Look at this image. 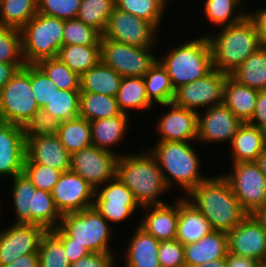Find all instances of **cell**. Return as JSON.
Returning <instances> with one entry per match:
<instances>
[{
  "label": "cell",
  "instance_id": "f907efd6",
  "mask_svg": "<svg viewBox=\"0 0 266 267\" xmlns=\"http://www.w3.org/2000/svg\"><path fill=\"white\" fill-rule=\"evenodd\" d=\"M38 13L68 20L78 15L81 0H37Z\"/></svg>",
  "mask_w": 266,
  "mask_h": 267
},
{
  "label": "cell",
  "instance_id": "7bdbcfd3",
  "mask_svg": "<svg viewBox=\"0 0 266 267\" xmlns=\"http://www.w3.org/2000/svg\"><path fill=\"white\" fill-rule=\"evenodd\" d=\"M241 2L242 0H205L204 14L217 26H229L240 22L248 15L243 12L234 14Z\"/></svg>",
  "mask_w": 266,
  "mask_h": 267
},
{
  "label": "cell",
  "instance_id": "b9f144b4",
  "mask_svg": "<svg viewBox=\"0 0 266 267\" xmlns=\"http://www.w3.org/2000/svg\"><path fill=\"white\" fill-rule=\"evenodd\" d=\"M37 65L54 82L58 89L80 90V76L58 57L43 59Z\"/></svg>",
  "mask_w": 266,
  "mask_h": 267
},
{
  "label": "cell",
  "instance_id": "d4e9b609",
  "mask_svg": "<svg viewBox=\"0 0 266 267\" xmlns=\"http://www.w3.org/2000/svg\"><path fill=\"white\" fill-rule=\"evenodd\" d=\"M232 160L238 162H255L266 149V132L248 122H243L232 142Z\"/></svg>",
  "mask_w": 266,
  "mask_h": 267
},
{
  "label": "cell",
  "instance_id": "f6af8a7d",
  "mask_svg": "<svg viewBox=\"0 0 266 267\" xmlns=\"http://www.w3.org/2000/svg\"><path fill=\"white\" fill-rule=\"evenodd\" d=\"M102 35L77 18L64 20L63 45H100Z\"/></svg>",
  "mask_w": 266,
  "mask_h": 267
},
{
  "label": "cell",
  "instance_id": "8992f818",
  "mask_svg": "<svg viewBox=\"0 0 266 267\" xmlns=\"http://www.w3.org/2000/svg\"><path fill=\"white\" fill-rule=\"evenodd\" d=\"M52 231L60 239H72V243L84 245L90 253H112L108 245L110 227L93 206L62 215L59 226Z\"/></svg>",
  "mask_w": 266,
  "mask_h": 267
},
{
  "label": "cell",
  "instance_id": "680465c9",
  "mask_svg": "<svg viewBox=\"0 0 266 267\" xmlns=\"http://www.w3.org/2000/svg\"><path fill=\"white\" fill-rule=\"evenodd\" d=\"M260 263L250 257L236 256L231 253L226 255V267H258Z\"/></svg>",
  "mask_w": 266,
  "mask_h": 267
},
{
  "label": "cell",
  "instance_id": "277c9868",
  "mask_svg": "<svg viewBox=\"0 0 266 267\" xmlns=\"http://www.w3.org/2000/svg\"><path fill=\"white\" fill-rule=\"evenodd\" d=\"M150 153L157 160L168 188L171 187L174 179L189 195L198 184L208 178L199 174L198 169L201 166L198 155L189 142H158Z\"/></svg>",
  "mask_w": 266,
  "mask_h": 267
},
{
  "label": "cell",
  "instance_id": "60d3db41",
  "mask_svg": "<svg viewBox=\"0 0 266 267\" xmlns=\"http://www.w3.org/2000/svg\"><path fill=\"white\" fill-rule=\"evenodd\" d=\"M39 267H71L61 239L47 230L40 242Z\"/></svg>",
  "mask_w": 266,
  "mask_h": 267
},
{
  "label": "cell",
  "instance_id": "cb8c5ba5",
  "mask_svg": "<svg viewBox=\"0 0 266 267\" xmlns=\"http://www.w3.org/2000/svg\"><path fill=\"white\" fill-rule=\"evenodd\" d=\"M227 253V233L223 231L213 230L199 241L184 245L186 267L226 258Z\"/></svg>",
  "mask_w": 266,
  "mask_h": 267
},
{
  "label": "cell",
  "instance_id": "681fc988",
  "mask_svg": "<svg viewBox=\"0 0 266 267\" xmlns=\"http://www.w3.org/2000/svg\"><path fill=\"white\" fill-rule=\"evenodd\" d=\"M30 79L33 95L42 109L58 88L37 64H30Z\"/></svg>",
  "mask_w": 266,
  "mask_h": 267
},
{
  "label": "cell",
  "instance_id": "44dd1931",
  "mask_svg": "<svg viewBox=\"0 0 266 267\" xmlns=\"http://www.w3.org/2000/svg\"><path fill=\"white\" fill-rule=\"evenodd\" d=\"M162 106H170L171 110L158 121L157 129L161 134L159 142H189L197 139L198 112L172 102Z\"/></svg>",
  "mask_w": 266,
  "mask_h": 267
},
{
  "label": "cell",
  "instance_id": "9f6ffc18",
  "mask_svg": "<svg viewBox=\"0 0 266 267\" xmlns=\"http://www.w3.org/2000/svg\"><path fill=\"white\" fill-rule=\"evenodd\" d=\"M254 23L262 46H266V9L247 15Z\"/></svg>",
  "mask_w": 266,
  "mask_h": 267
},
{
  "label": "cell",
  "instance_id": "6f0895ef",
  "mask_svg": "<svg viewBox=\"0 0 266 267\" xmlns=\"http://www.w3.org/2000/svg\"><path fill=\"white\" fill-rule=\"evenodd\" d=\"M26 63H0V90Z\"/></svg>",
  "mask_w": 266,
  "mask_h": 267
},
{
  "label": "cell",
  "instance_id": "f35d334b",
  "mask_svg": "<svg viewBox=\"0 0 266 267\" xmlns=\"http://www.w3.org/2000/svg\"><path fill=\"white\" fill-rule=\"evenodd\" d=\"M43 109L61 122L78 117L80 113V90L58 89Z\"/></svg>",
  "mask_w": 266,
  "mask_h": 267
},
{
  "label": "cell",
  "instance_id": "4dcf8cb0",
  "mask_svg": "<svg viewBox=\"0 0 266 267\" xmlns=\"http://www.w3.org/2000/svg\"><path fill=\"white\" fill-rule=\"evenodd\" d=\"M57 57L81 76L101 61L100 45H62Z\"/></svg>",
  "mask_w": 266,
  "mask_h": 267
},
{
  "label": "cell",
  "instance_id": "ffe728a7",
  "mask_svg": "<svg viewBox=\"0 0 266 267\" xmlns=\"http://www.w3.org/2000/svg\"><path fill=\"white\" fill-rule=\"evenodd\" d=\"M25 139L26 158L24 162H34L62 172L70 170L71 154L62 145L56 134Z\"/></svg>",
  "mask_w": 266,
  "mask_h": 267
},
{
  "label": "cell",
  "instance_id": "d6986e66",
  "mask_svg": "<svg viewBox=\"0 0 266 267\" xmlns=\"http://www.w3.org/2000/svg\"><path fill=\"white\" fill-rule=\"evenodd\" d=\"M25 151L23 128L7 122L0 124V176L14 177L23 173Z\"/></svg>",
  "mask_w": 266,
  "mask_h": 267
},
{
  "label": "cell",
  "instance_id": "e7e4bbea",
  "mask_svg": "<svg viewBox=\"0 0 266 267\" xmlns=\"http://www.w3.org/2000/svg\"><path fill=\"white\" fill-rule=\"evenodd\" d=\"M4 121L3 115H2V111H1V105H0V124H2Z\"/></svg>",
  "mask_w": 266,
  "mask_h": 267
},
{
  "label": "cell",
  "instance_id": "ba28073f",
  "mask_svg": "<svg viewBox=\"0 0 266 267\" xmlns=\"http://www.w3.org/2000/svg\"><path fill=\"white\" fill-rule=\"evenodd\" d=\"M0 105L4 121L21 127L39 110L31 88L30 64L20 68L0 90Z\"/></svg>",
  "mask_w": 266,
  "mask_h": 267
},
{
  "label": "cell",
  "instance_id": "94428289",
  "mask_svg": "<svg viewBox=\"0 0 266 267\" xmlns=\"http://www.w3.org/2000/svg\"><path fill=\"white\" fill-rule=\"evenodd\" d=\"M252 215L266 230V201Z\"/></svg>",
  "mask_w": 266,
  "mask_h": 267
},
{
  "label": "cell",
  "instance_id": "6125c7cd",
  "mask_svg": "<svg viewBox=\"0 0 266 267\" xmlns=\"http://www.w3.org/2000/svg\"><path fill=\"white\" fill-rule=\"evenodd\" d=\"M255 163L266 179V149L257 157Z\"/></svg>",
  "mask_w": 266,
  "mask_h": 267
},
{
  "label": "cell",
  "instance_id": "7a4b0ae2",
  "mask_svg": "<svg viewBox=\"0 0 266 267\" xmlns=\"http://www.w3.org/2000/svg\"><path fill=\"white\" fill-rule=\"evenodd\" d=\"M120 155L116 163V176L133 193L140 207L164 204L157 200L167 189L157 160L150 153Z\"/></svg>",
  "mask_w": 266,
  "mask_h": 267
},
{
  "label": "cell",
  "instance_id": "52a82bcc",
  "mask_svg": "<svg viewBox=\"0 0 266 267\" xmlns=\"http://www.w3.org/2000/svg\"><path fill=\"white\" fill-rule=\"evenodd\" d=\"M26 64L57 57L63 45L64 20L37 13L20 30Z\"/></svg>",
  "mask_w": 266,
  "mask_h": 267
},
{
  "label": "cell",
  "instance_id": "e575fe53",
  "mask_svg": "<svg viewBox=\"0 0 266 267\" xmlns=\"http://www.w3.org/2000/svg\"><path fill=\"white\" fill-rule=\"evenodd\" d=\"M146 95L149 101L163 105L172 102L174 88L172 86L167 70L157 61L144 76Z\"/></svg>",
  "mask_w": 266,
  "mask_h": 267
},
{
  "label": "cell",
  "instance_id": "5bb4252c",
  "mask_svg": "<svg viewBox=\"0 0 266 267\" xmlns=\"http://www.w3.org/2000/svg\"><path fill=\"white\" fill-rule=\"evenodd\" d=\"M51 195L56 208L61 215H64L92 207L95 189L80 175L68 170L62 172Z\"/></svg>",
  "mask_w": 266,
  "mask_h": 267
},
{
  "label": "cell",
  "instance_id": "2e32d148",
  "mask_svg": "<svg viewBox=\"0 0 266 267\" xmlns=\"http://www.w3.org/2000/svg\"><path fill=\"white\" fill-rule=\"evenodd\" d=\"M228 252L266 262V230L252 214L227 233Z\"/></svg>",
  "mask_w": 266,
  "mask_h": 267
},
{
  "label": "cell",
  "instance_id": "91938a15",
  "mask_svg": "<svg viewBox=\"0 0 266 267\" xmlns=\"http://www.w3.org/2000/svg\"><path fill=\"white\" fill-rule=\"evenodd\" d=\"M3 267H39V255L38 253L25 254Z\"/></svg>",
  "mask_w": 266,
  "mask_h": 267
},
{
  "label": "cell",
  "instance_id": "836d02e7",
  "mask_svg": "<svg viewBox=\"0 0 266 267\" xmlns=\"http://www.w3.org/2000/svg\"><path fill=\"white\" fill-rule=\"evenodd\" d=\"M116 97L100 94L80 92L79 116L88 121L113 117L121 114Z\"/></svg>",
  "mask_w": 266,
  "mask_h": 267
},
{
  "label": "cell",
  "instance_id": "f1b7e54d",
  "mask_svg": "<svg viewBox=\"0 0 266 267\" xmlns=\"http://www.w3.org/2000/svg\"><path fill=\"white\" fill-rule=\"evenodd\" d=\"M128 120V114L121 113L113 117L90 121L92 144L112 152L109 147L121 142L127 130Z\"/></svg>",
  "mask_w": 266,
  "mask_h": 267
},
{
  "label": "cell",
  "instance_id": "484cf974",
  "mask_svg": "<svg viewBox=\"0 0 266 267\" xmlns=\"http://www.w3.org/2000/svg\"><path fill=\"white\" fill-rule=\"evenodd\" d=\"M160 241L140 226L131 238L127 254L126 267H161L158 257Z\"/></svg>",
  "mask_w": 266,
  "mask_h": 267
},
{
  "label": "cell",
  "instance_id": "8fae6325",
  "mask_svg": "<svg viewBox=\"0 0 266 267\" xmlns=\"http://www.w3.org/2000/svg\"><path fill=\"white\" fill-rule=\"evenodd\" d=\"M228 76V74L213 69L205 77L177 88L172 103L196 112H198L197 108L199 107L207 106L210 108L221 104L223 89Z\"/></svg>",
  "mask_w": 266,
  "mask_h": 267
},
{
  "label": "cell",
  "instance_id": "f546056e",
  "mask_svg": "<svg viewBox=\"0 0 266 267\" xmlns=\"http://www.w3.org/2000/svg\"><path fill=\"white\" fill-rule=\"evenodd\" d=\"M229 76L239 84L252 89L266 90V46L251 54Z\"/></svg>",
  "mask_w": 266,
  "mask_h": 267
},
{
  "label": "cell",
  "instance_id": "d590c367",
  "mask_svg": "<svg viewBox=\"0 0 266 267\" xmlns=\"http://www.w3.org/2000/svg\"><path fill=\"white\" fill-rule=\"evenodd\" d=\"M38 13L37 0H0V25L21 30Z\"/></svg>",
  "mask_w": 266,
  "mask_h": 267
},
{
  "label": "cell",
  "instance_id": "ac0fdd59",
  "mask_svg": "<svg viewBox=\"0 0 266 267\" xmlns=\"http://www.w3.org/2000/svg\"><path fill=\"white\" fill-rule=\"evenodd\" d=\"M205 111L206 114L203 117L198 113L197 139L203 142L228 140L231 144L243 122L223 103Z\"/></svg>",
  "mask_w": 266,
  "mask_h": 267
},
{
  "label": "cell",
  "instance_id": "1f68e13d",
  "mask_svg": "<svg viewBox=\"0 0 266 267\" xmlns=\"http://www.w3.org/2000/svg\"><path fill=\"white\" fill-rule=\"evenodd\" d=\"M56 135L70 154L93 145L90 121L81 116L61 122Z\"/></svg>",
  "mask_w": 266,
  "mask_h": 267
},
{
  "label": "cell",
  "instance_id": "03108f58",
  "mask_svg": "<svg viewBox=\"0 0 266 267\" xmlns=\"http://www.w3.org/2000/svg\"><path fill=\"white\" fill-rule=\"evenodd\" d=\"M258 267H266V262L259 264Z\"/></svg>",
  "mask_w": 266,
  "mask_h": 267
},
{
  "label": "cell",
  "instance_id": "db71d44e",
  "mask_svg": "<svg viewBox=\"0 0 266 267\" xmlns=\"http://www.w3.org/2000/svg\"><path fill=\"white\" fill-rule=\"evenodd\" d=\"M248 123L266 132V90L258 92L256 107Z\"/></svg>",
  "mask_w": 266,
  "mask_h": 267
},
{
  "label": "cell",
  "instance_id": "e0dca14e",
  "mask_svg": "<svg viewBox=\"0 0 266 267\" xmlns=\"http://www.w3.org/2000/svg\"><path fill=\"white\" fill-rule=\"evenodd\" d=\"M46 228L38 224H15L0 232V267L17 257L38 253Z\"/></svg>",
  "mask_w": 266,
  "mask_h": 267
},
{
  "label": "cell",
  "instance_id": "11a10c76",
  "mask_svg": "<svg viewBox=\"0 0 266 267\" xmlns=\"http://www.w3.org/2000/svg\"><path fill=\"white\" fill-rule=\"evenodd\" d=\"M61 241L63 243V248L65 250V253L67 254V257L71 264L90 253L84 247V245H80L78 243H72V239H61Z\"/></svg>",
  "mask_w": 266,
  "mask_h": 267
},
{
  "label": "cell",
  "instance_id": "816d5d0a",
  "mask_svg": "<svg viewBox=\"0 0 266 267\" xmlns=\"http://www.w3.org/2000/svg\"><path fill=\"white\" fill-rule=\"evenodd\" d=\"M158 257L161 267H186L184 245L177 239L160 241Z\"/></svg>",
  "mask_w": 266,
  "mask_h": 267
},
{
  "label": "cell",
  "instance_id": "c3c4849f",
  "mask_svg": "<svg viewBox=\"0 0 266 267\" xmlns=\"http://www.w3.org/2000/svg\"><path fill=\"white\" fill-rule=\"evenodd\" d=\"M23 173L37 189L51 192L55 184L58 182L62 171L34 162H24Z\"/></svg>",
  "mask_w": 266,
  "mask_h": 267
},
{
  "label": "cell",
  "instance_id": "30bf717a",
  "mask_svg": "<svg viewBox=\"0 0 266 267\" xmlns=\"http://www.w3.org/2000/svg\"><path fill=\"white\" fill-rule=\"evenodd\" d=\"M234 169L222 175L247 214H253L266 201V179L255 162L233 163Z\"/></svg>",
  "mask_w": 266,
  "mask_h": 267
},
{
  "label": "cell",
  "instance_id": "4316f807",
  "mask_svg": "<svg viewBox=\"0 0 266 267\" xmlns=\"http://www.w3.org/2000/svg\"><path fill=\"white\" fill-rule=\"evenodd\" d=\"M258 92L228 76L223 89L222 103L242 122H248L254 113Z\"/></svg>",
  "mask_w": 266,
  "mask_h": 267
},
{
  "label": "cell",
  "instance_id": "7c38bea8",
  "mask_svg": "<svg viewBox=\"0 0 266 267\" xmlns=\"http://www.w3.org/2000/svg\"><path fill=\"white\" fill-rule=\"evenodd\" d=\"M157 30L151 22L115 7L108 18L101 39H110L141 48H152Z\"/></svg>",
  "mask_w": 266,
  "mask_h": 267
},
{
  "label": "cell",
  "instance_id": "be15d7a7",
  "mask_svg": "<svg viewBox=\"0 0 266 267\" xmlns=\"http://www.w3.org/2000/svg\"><path fill=\"white\" fill-rule=\"evenodd\" d=\"M193 267H226V258L216 259L214 261H210Z\"/></svg>",
  "mask_w": 266,
  "mask_h": 267
},
{
  "label": "cell",
  "instance_id": "74e56055",
  "mask_svg": "<svg viewBox=\"0 0 266 267\" xmlns=\"http://www.w3.org/2000/svg\"><path fill=\"white\" fill-rule=\"evenodd\" d=\"M115 7V0H81L76 18L103 35Z\"/></svg>",
  "mask_w": 266,
  "mask_h": 267
},
{
  "label": "cell",
  "instance_id": "9c48e42d",
  "mask_svg": "<svg viewBox=\"0 0 266 267\" xmlns=\"http://www.w3.org/2000/svg\"><path fill=\"white\" fill-rule=\"evenodd\" d=\"M150 49L110 39L100 40L101 62L122 77H144L158 61V58L150 53Z\"/></svg>",
  "mask_w": 266,
  "mask_h": 267
},
{
  "label": "cell",
  "instance_id": "4fadbf2b",
  "mask_svg": "<svg viewBox=\"0 0 266 267\" xmlns=\"http://www.w3.org/2000/svg\"><path fill=\"white\" fill-rule=\"evenodd\" d=\"M118 155L91 145L71 154L70 170L80 175L95 190L116 176Z\"/></svg>",
  "mask_w": 266,
  "mask_h": 267
},
{
  "label": "cell",
  "instance_id": "9a60e30c",
  "mask_svg": "<svg viewBox=\"0 0 266 267\" xmlns=\"http://www.w3.org/2000/svg\"><path fill=\"white\" fill-rule=\"evenodd\" d=\"M107 186L95 190L93 207L106 221L119 223L127 219L140 205L135 200L132 191L123 184L117 176L109 181Z\"/></svg>",
  "mask_w": 266,
  "mask_h": 267
},
{
  "label": "cell",
  "instance_id": "ee69618b",
  "mask_svg": "<svg viewBox=\"0 0 266 267\" xmlns=\"http://www.w3.org/2000/svg\"><path fill=\"white\" fill-rule=\"evenodd\" d=\"M167 0H115L117 9L151 22L156 28L160 24Z\"/></svg>",
  "mask_w": 266,
  "mask_h": 267
},
{
  "label": "cell",
  "instance_id": "6da1fadb",
  "mask_svg": "<svg viewBox=\"0 0 266 267\" xmlns=\"http://www.w3.org/2000/svg\"><path fill=\"white\" fill-rule=\"evenodd\" d=\"M189 194L191 199L187 200L208 219L216 231L228 233L248 215L222 175L207 178Z\"/></svg>",
  "mask_w": 266,
  "mask_h": 267
},
{
  "label": "cell",
  "instance_id": "3957f363",
  "mask_svg": "<svg viewBox=\"0 0 266 267\" xmlns=\"http://www.w3.org/2000/svg\"><path fill=\"white\" fill-rule=\"evenodd\" d=\"M220 33L208 37L212 51L213 69L230 74L251 54L262 47L252 20L246 16L240 22L223 26Z\"/></svg>",
  "mask_w": 266,
  "mask_h": 267
},
{
  "label": "cell",
  "instance_id": "bcb514c9",
  "mask_svg": "<svg viewBox=\"0 0 266 267\" xmlns=\"http://www.w3.org/2000/svg\"><path fill=\"white\" fill-rule=\"evenodd\" d=\"M0 63H25L19 29L0 25Z\"/></svg>",
  "mask_w": 266,
  "mask_h": 267
},
{
  "label": "cell",
  "instance_id": "7402d4cb",
  "mask_svg": "<svg viewBox=\"0 0 266 267\" xmlns=\"http://www.w3.org/2000/svg\"><path fill=\"white\" fill-rule=\"evenodd\" d=\"M175 202L177 203L174 206L164 203L142 207L147 210L150 208L151 211L144 216L139 226L154 236L158 241L176 239L179 200Z\"/></svg>",
  "mask_w": 266,
  "mask_h": 267
},
{
  "label": "cell",
  "instance_id": "83f0119b",
  "mask_svg": "<svg viewBox=\"0 0 266 267\" xmlns=\"http://www.w3.org/2000/svg\"><path fill=\"white\" fill-rule=\"evenodd\" d=\"M122 76L101 61L80 76V92L116 97Z\"/></svg>",
  "mask_w": 266,
  "mask_h": 267
},
{
  "label": "cell",
  "instance_id": "603a6c76",
  "mask_svg": "<svg viewBox=\"0 0 266 267\" xmlns=\"http://www.w3.org/2000/svg\"><path fill=\"white\" fill-rule=\"evenodd\" d=\"M213 230L208 219L187 198H179L176 239L182 245L197 242Z\"/></svg>",
  "mask_w": 266,
  "mask_h": 267
},
{
  "label": "cell",
  "instance_id": "7dc6e473",
  "mask_svg": "<svg viewBox=\"0 0 266 267\" xmlns=\"http://www.w3.org/2000/svg\"><path fill=\"white\" fill-rule=\"evenodd\" d=\"M60 124L61 121L42 108L36 111L22 127L23 134L25 138L55 135L58 133Z\"/></svg>",
  "mask_w": 266,
  "mask_h": 267
},
{
  "label": "cell",
  "instance_id": "ab89813d",
  "mask_svg": "<svg viewBox=\"0 0 266 267\" xmlns=\"http://www.w3.org/2000/svg\"><path fill=\"white\" fill-rule=\"evenodd\" d=\"M12 184L16 210L15 224H31L30 208H32L36 187L24 173L14 176Z\"/></svg>",
  "mask_w": 266,
  "mask_h": 267
},
{
  "label": "cell",
  "instance_id": "8d00e7d4",
  "mask_svg": "<svg viewBox=\"0 0 266 267\" xmlns=\"http://www.w3.org/2000/svg\"><path fill=\"white\" fill-rule=\"evenodd\" d=\"M31 212V224H38L47 230L59 226L62 215L55 206L51 192L37 189L33 195Z\"/></svg>",
  "mask_w": 266,
  "mask_h": 267
},
{
  "label": "cell",
  "instance_id": "5b68a950",
  "mask_svg": "<svg viewBox=\"0 0 266 267\" xmlns=\"http://www.w3.org/2000/svg\"><path fill=\"white\" fill-rule=\"evenodd\" d=\"M174 90L205 77L213 70L212 51L208 36L179 44L162 60Z\"/></svg>",
  "mask_w": 266,
  "mask_h": 267
},
{
  "label": "cell",
  "instance_id": "d6a6232c",
  "mask_svg": "<svg viewBox=\"0 0 266 267\" xmlns=\"http://www.w3.org/2000/svg\"><path fill=\"white\" fill-rule=\"evenodd\" d=\"M116 101L121 112L125 114L133 108L150 109L152 103L146 95L144 77H122Z\"/></svg>",
  "mask_w": 266,
  "mask_h": 267
},
{
  "label": "cell",
  "instance_id": "f5cc1de1",
  "mask_svg": "<svg viewBox=\"0 0 266 267\" xmlns=\"http://www.w3.org/2000/svg\"><path fill=\"white\" fill-rule=\"evenodd\" d=\"M113 257L112 253H89L73 262L71 267H114Z\"/></svg>",
  "mask_w": 266,
  "mask_h": 267
}]
</instances>
